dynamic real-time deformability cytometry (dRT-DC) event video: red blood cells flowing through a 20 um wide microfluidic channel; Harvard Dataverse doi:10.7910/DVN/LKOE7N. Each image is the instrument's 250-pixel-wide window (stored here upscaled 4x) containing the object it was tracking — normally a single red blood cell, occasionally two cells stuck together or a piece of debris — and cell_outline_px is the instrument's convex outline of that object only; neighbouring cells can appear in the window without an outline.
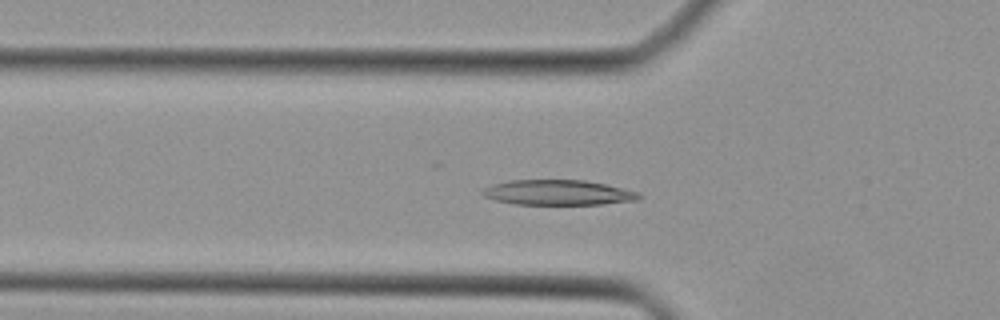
{"species": "Egyptian fruit bat (a non-hibernating species)", "species_latin": "Rousettus aegyptiacus", "temperature_condition": "cold", "stored_images_in_passage": 40, "camera_frame_rate_fps": 3000, "um_per_image_px": 0.085, "animal": {"sex": "female"}, "frame": {"image": 1, "passage_image": 11, "time_ms": 3.333, "image_size_px": [1000, 320], "cell_outline_px": [[640, 196], [636, 200], [600, 204], [512, 204], [496, 200], [484, 196], [480, 192], [484, 188], [492, 184], [508, 180], [584, 180], [604, 184], [640, 192]], "centroid_in_image_um": [47.38, 16.36], "position_along_channel_um": 78.4, "area_um2": 22.77}}
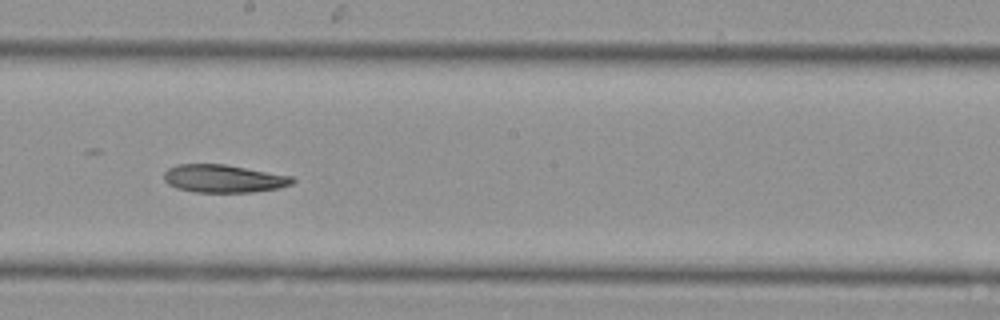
{"frame": {"image": 2, "passage_image": 21, "time_ms": 6.667, "image_size_px": [1000, 320], "cell_outline_px": [[296, 180], [292, 184], [280, 188], [252, 192], [196, 192], [176, 188], [168, 184], [164, 180], [164, 172], [168, 168], [176, 164], [224, 164], [292, 176]], "centroid_in_image_um": [19.0, 15.18], "position_along_channel_um": 229.2, "area_um2": 20.92}}
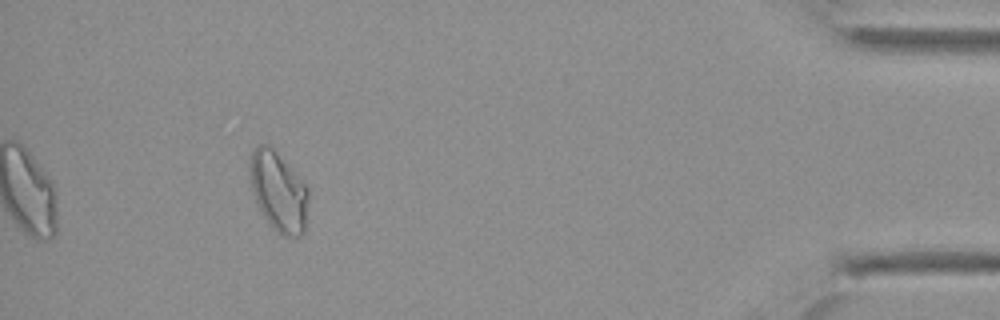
{"frame": {"image": 3, "passage_image": 37, "time_ms": 12.0, "image_size_px": [1000, 320], "cell_outline_px": [[308, 200], [304, 232], [300, 236], [284, 236], [276, 232], [268, 224], [252, 192], [248, 164], [252, 152], [256, 144], [268, 144], [276, 152], [308, 188]], "centroid_in_image_um": [23.64, 16.29], "position_along_channel_um": 411.6, "area_um2": 26.99}}